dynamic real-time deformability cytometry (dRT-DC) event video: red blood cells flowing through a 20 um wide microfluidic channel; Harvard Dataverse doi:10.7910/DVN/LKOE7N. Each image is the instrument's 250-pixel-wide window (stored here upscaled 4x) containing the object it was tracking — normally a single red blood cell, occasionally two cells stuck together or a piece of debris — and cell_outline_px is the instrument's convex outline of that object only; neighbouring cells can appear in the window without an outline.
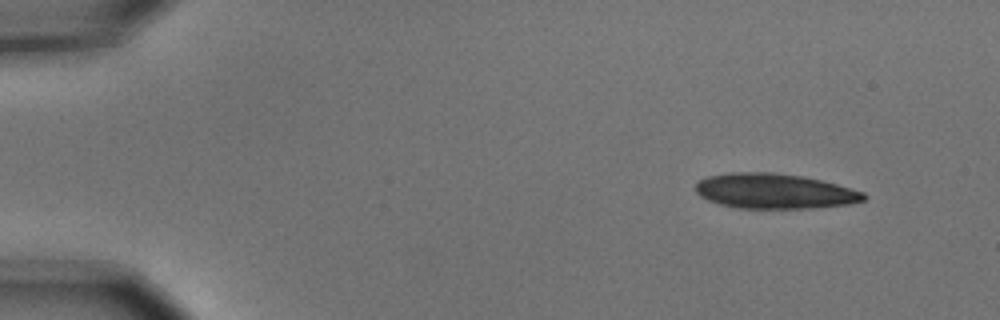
{"species": "common noctule bat (a hibernating species)", "species_latin": "Nyctalus noctula", "temperature_condition": "cold", "stored_images_in_passage": 4, "camera_frame_rate_fps": 3000, "um_per_image_px": 0.085, "animal": {"sex": "male", "body_mass_g": 15.6}, "frame": {"image": 1, "passage_image": 1, "time_ms": 0.0, "image_size_px": [1000, 320], "cell_outline_px": [[868, 196], [864, 200], [848, 204], [812, 208], [736, 208], [720, 204], [708, 200], [700, 196], [696, 192], [696, 180], [708, 176], [732, 172], [772, 172], [804, 176], [836, 184], [864, 192]], "centroid_in_image_um": [65.81, 16.24], "position_along_channel_um": 19.2, "area_um2": 34.45}}